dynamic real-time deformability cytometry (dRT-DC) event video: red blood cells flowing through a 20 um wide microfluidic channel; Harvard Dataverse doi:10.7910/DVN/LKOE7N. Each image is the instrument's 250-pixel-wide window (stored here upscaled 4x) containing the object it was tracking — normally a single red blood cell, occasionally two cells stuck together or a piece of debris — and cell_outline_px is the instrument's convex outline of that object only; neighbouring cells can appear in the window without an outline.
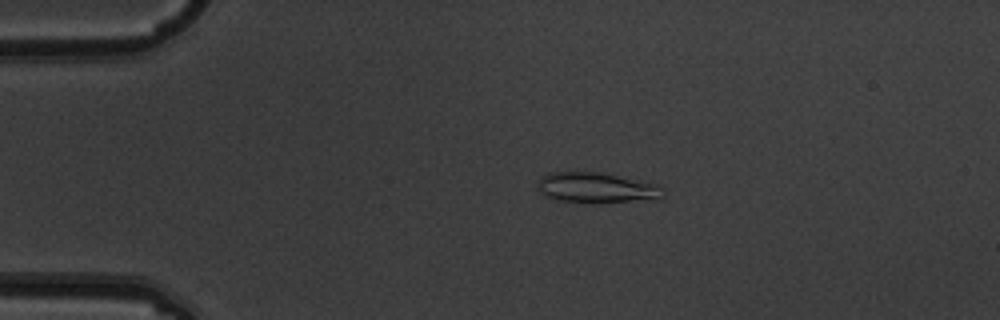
{"species": "common noctule bat (a hibernating species)", "species_latin": "Nyctalus noctula", "temperature_condition": "warm", "stored_images_in_passage": 2, "camera_frame_rate_fps": 3000, "um_per_image_px": 0.085, "animal": {"sex": "male", "body_mass_g": 19.5, "forearm_length_mm": 54.6}, "frame": {"image": 1, "passage_image": 1, "time_ms": 0.0, "image_size_px": [1000, 320], "cell_outline_px": [[664, 196], [592, 204], [584, 204], [556, 200], [544, 196], [536, 188], [540, 176], [548, 172], [600, 172], [656, 184], [664, 188]], "centroid_in_image_um": [50.56, 15.96], "position_along_channel_um": 34.4, "area_um2": 22.25}}